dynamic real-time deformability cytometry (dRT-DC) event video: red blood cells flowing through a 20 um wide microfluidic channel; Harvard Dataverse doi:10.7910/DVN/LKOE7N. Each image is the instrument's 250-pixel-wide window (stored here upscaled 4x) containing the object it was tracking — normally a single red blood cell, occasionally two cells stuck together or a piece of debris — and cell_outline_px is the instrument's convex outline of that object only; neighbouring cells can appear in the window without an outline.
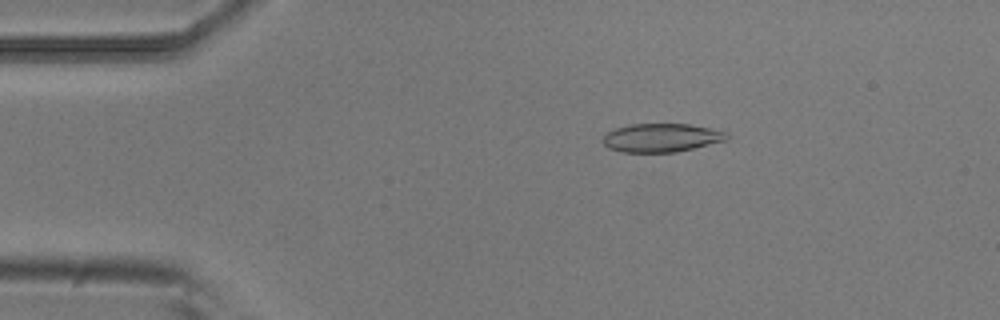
{"species": "common noctule bat (a hibernating species)", "species_latin": "Nyctalus noctula", "temperature_condition": "room temperature", "stored_images_in_passage": 9, "camera_frame_rate_fps": 3000, "um_per_image_px": 0.085, "animal": {"sex": "male", "body_mass_g": 20.5, "forearm_length_mm": 52.5}, "frame": {"image": 1, "passage_image": 1, "time_ms": 0.0, "image_size_px": [1000, 320], "cell_outline_px": [[732, 136], [728, 140], [676, 152], [624, 152], [608, 148], [600, 140], [608, 132], [616, 128], [628, 124], [688, 124], [728, 132]], "centroid_in_image_um": [56.24, 11.71], "position_along_channel_um": 28.8, "area_um2": 20.69}}
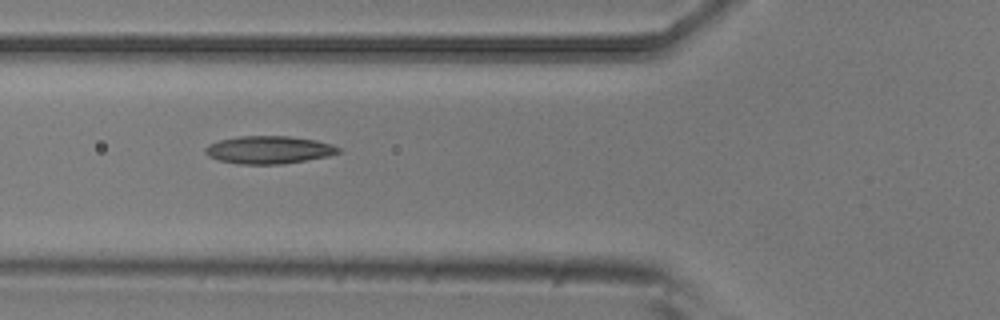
{"frame": {"image": 2, "passage_image": 4, "time_ms": 1.0, "image_size_px": [1000, 320], "cell_outline_px": [[340, 152], [328, 156], [280, 164], [240, 164], [220, 160], [208, 156], [204, 152], [204, 148], [208, 144], [220, 140], [240, 136], [288, 136], [316, 140], [332, 144], [340, 148]], "centroid_in_image_um": [22.83, 12.73], "position_along_channel_um": 103.0, "area_um2": 21.39}}
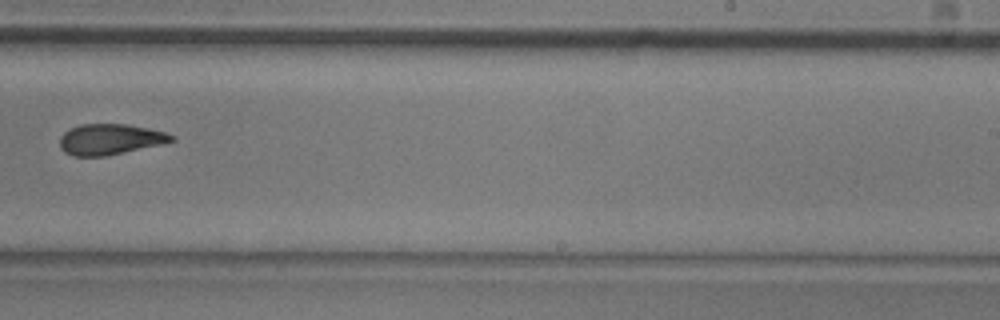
{"frame": {"image": 3, "passage_image": 8, "time_ms": 2.333, "image_size_px": [1000, 320], "cell_outline_px": [[176, 140], [164, 144], [104, 156], [72, 156], [64, 152], [60, 148], [60, 136], [64, 132], [80, 124], [124, 124], [148, 128], [164, 132], [176, 136]], "centroid_in_image_um": [9.37, 11.84], "position_along_channel_um": 279.6, "area_um2": 20.06}}